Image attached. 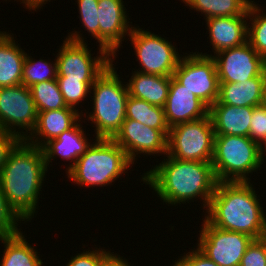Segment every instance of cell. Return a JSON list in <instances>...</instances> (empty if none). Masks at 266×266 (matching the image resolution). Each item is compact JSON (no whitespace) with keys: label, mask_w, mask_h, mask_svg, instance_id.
Returning a JSON list of instances; mask_svg holds the SVG:
<instances>
[{"label":"cell","mask_w":266,"mask_h":266,"mask_svg":"<svg viewBox=\"0 0 266 266\" xmlns=\"http://www.w3.org/2000/svg\"><path fill=\"white\" fill-rule=\"evenodd\" d=\"M140 176L166 205L191 203L198 198L205 210L218 183L211 162L180 160L167 154L162 162Z\"/></svg>","instance_id":"6da1fadb"},{"label":"cell","mask_w":266,"mask_h":266,"mask_svg":"<svg viewBox=\"0 0 266 266\" xmlns=\"http://www.w3.org/2000/svg\"><path fill=\"white\" fill-rule=\"evenodd\" d=\"M48 168L42 148L20 140L0 172V187L9 205L28 222L37 214ZM41 191V192H40Z\"/></svg>","instance_id":"7a4b0ae2"},{"label":"cell","mask_w":266,"mask_h":266,"mask_svg":"<svg viewBox=\"0 0 266 266\" xmlns=\"http://www.w3.org/2000/svg\"><path fill=\"white\" fill-rule=\"evenodd\" d=\"M257 195L253 182H218L204 218L219 229L260 239L266 233V212Z\"/></svg>","instance_id":"3957f363"},{"label":"cell","mask_w":266,"mask_h":266,"mask_svg":"<svg viewBox=\"0 0 266 266\" xmlns=\"http://www.w3.org/2000/svg\"><path fill=\"white\" fill-rule=\"evenodd\" d=\"M116 56H112L111 63L96 78L91 87L92 112L88 113L85 109L86 114H82L83 119L84 116L85 118L88 116V119L84 120L92 121L91 125L95 127V134H93L96 135L95 139H113L126 119V103L129 94L126 82L120 79L121 76L119 77L115 69L116 65L113 64Z\"/></svg>","instance_id":"277c9868"},{"label":"cell","mask_w":266,"mask_h":266,"mask_svg":"<svg viewBox=\"0 0 266 266\" xmlns=\"http://www.w3.org/2000/svg\"><path fill=\"white\" fill-rule=\"evenodd\" d=\"M94 140L66 173L67 178L80 187H108L133 166L126 152L113 139Z\"/></svg>","instance_id":"5b68a950"},{"label":"cell","mask_w":266,"mask_h":266,"mask_svg":"<svg viewBox=\"0 0 266 266\" xmlns=\"http://www.w3.org/2000/svg\"><path fill=\"white\" fill-rule=\"evenodd\" d=\"M218 182H250L260 171L259 144L246 136L215 135L211 161Z\"/></svg>","instance_id":"8992f818"},{"label":"cell","mask_w":266,"mask_h":266,"mask_svg":"<svg viewBox=\"0 0 266 266\" xmlns=\"http://www.w3.org/2000/svg\"><path fill=\"white\" fill-rule=\"evenodd\" d=\"M69 33L56 55L57 78H74L84 83H94L111 63L112 56L99 46V54L93 57L84 35L79 31Z\"/></svg>","instance_id":"52a82bcc"},{"label":"cell","mask_w":266,"mask_h":266,"mask_svg":"<svg viewBox=\"0 0 266 266\" xmlns=\"http://www.w3.org/2000/svg\"><path fill=\"white\" fill-rule=\"evenodd\" d=\"M215 131L209 114L201 119L170 127L167 155L186 161L211 162Z\"/></svg>","instance_id":"ba28073f"},{"label":"cell","mask_w":266,"mask_h":266,"mask_svg":"<svg viewBox=\"0 0 266 266\" xmlns=\"http://www.w3.org/2000/svg\"><path fill=\"white\" fill-rule=\"evenodd\" d=\"M133 26L128 39L142 67L135 71L160 76H173L181 59L178 49L166 37ZM140 69V70H139Z\"/></svg>","instance_id":"9c48e42d"},{"label":"cell","mask_w":266,"mask_h":266,"mask_svg":"<svg viewBox=\"0 0 266 266\" xmlns=\"http://www.w3.org/2000/svg\"><path fill=\"white\" fill-rule=\"evenodd\" d=\"M173 77L208 107L219 96V79L212 56L195 52L181 56Z\"/></svg>","instance_id":"30bf717a"},{"label":"cell","mask_w":266,"mask_h":266,"mask_svg":"<svg viewBox=\"0 0 266 266\" xmlns=\"http://www.w3.org/2000/svg\"><path fill=\"white\" fill-rule=\"evenodd\" d=\"M37 116L30 88L23 84L0 88V131L24 140L35 129Z\"/></svg>","instance_id":"8fae6325"},{"label":"cell","mask_w":266,"mask_h":266,"mask_svg":"<svg viewBox=\"0 0 266 266\" xmlns=\"http://www.w3.org/2000/svg\"><path fill=\"white\" fill-rule=\"evenodd\" d=\"M197 240V248L219 266H239L252 237L212 226L205 218Z\"/></svg>","instance_id":"7c38bea8"},{"label":"cell","mask_w":266,"mask_h":266,"mask_svg":"<svg viewBox=\"0 0 266 266\" xmlns=\"http://www.w3.org/2000/svg\"><path fill=\"white\" fill-rule=\"evenodd\" d=\"M197 53L212 56L219 83H239L259 75H266V60L248 41L240 46L221 50L214 55L199 51Z\"/></svg>","instance_id":"4fadbf2b"},{"label":"cell","mask_w":266,"mask_h":266,"mask_svg":"<svg viewBox=\"0 0 266 266\" xmlns=\"http://www.w3.org/2000/svg\"><path fill=\"white\" fill-rule=\"evenodd\" d=\"M113 140L126 152L129 160L137 163L141 155H166L168 138L159 130L133 120L125 119Z\"/></svg>","instance_id":"5bb4252c"},{"label":"cell","mask_w":266,"mask_h":266,"mask_svg":"<svg viewBox=\"0 0 266 266\" xmlns=\"http://www.w3.org/2000/svg\"><path fill=\"white\" fill-rule=\"evenodd\" d=\"M123 0H98L99 44L111 56L119 52L121 44L133 29ZM128 14V15H127Z\"/></svg>","instance_id":"9a60e30c"},{"label":"cell","mask_w":266,"mask_h":266,"mask_svg":"<svg viewBox=\"0 0 266 266\" xmlns=\"http://www.w3.org/2000/svg\"><path fill=\"white\" fill-rule=\"evenodd\" d=\"M209 107L171 76L164 113L167 125L172 127L201 119L208 115Z\"/></svg>","instance_id":"2e32d148"},{"label":"cell","mask_w":266,"mask_h":266,"mask_svg":"<svg viewBox=\"0 0 266 266\" xmlns=\"http://www.w3.org/2000/svg\"><path fill=\"white\" fill-rule=\"evenodd\" d=\"M81 121L82 119L80 118L70 129L65 130L56 139L50 140L42 147L47 168L52 163V160L59 156L65 162L69 161L66 168L67 173L78 158L86 153L92 143L88 141L89 138L84 133L86 130H83Z\"/></svg>","instance_id":"e0dca14e"},{"label":"cell","mask_w":266,"mask_h":266,"mask_svg":"<svg viewBox=\"0 0 266 266\" xmlns=\"http://www.w3.org/2000/svg\"><path fill=\"white\" fill-rule=\"evenodd\" d=\"M214 54L247 42L248 15L211 17L205 20Z\"/></svg>","instance_id":"ac0fdd59"},{"label":"cell","mask_w":266,"mask_h":266,"mask_svg":"<svg viewBox=\"0 0 266 266\" xmlns=\"http://www.w3.org/2000/svg\"><path fill=\"white\" fill-rule=\"evenodd\" d=\"M80 118L82 114L69 106L59 110L38 112L36 127L25 140L42 148L47 142L70 129Z\"/></svg>","instance_id":"d6986e66"},{"label":"cell","mask_w":266,"mask_h":266,"mask_svg":"<svg viewBox=\"0 0 266 266\" xmlns=\"http://www.w3.org/2000/svg\"><path fill=\"white\" fill-rule=\"evenodd\" d=\"M254 107H238L227 104H213L209 116L215 135L250 137V123Z\"/></svg>","instance_id":"ffe728a7"},{"label":"cell","mask_w":266,"mask_h":266,"mask_svg":"<svg viewBox=\"0 0 266 266\" xmlns=\"http://www.w3.org/2000/svg\"><path fill=\"white\" fill-rule=\"evenodd\" d=\"M13 36V33L0 31V88L22 84V71L27 53Z\"/></svg>","instance_id":"44dd1931"},{"label":"cell","mask_w":266,"mask_h":266,"mask_svg":"<svg viewBox=\"0 0 266 266\" xmlns=\"http://www.w3.org/2000/svg\"><path fill=\"white\" fill-rule=\"evenodd\" d=\"M131 74L126 82L129 96L142 99L154 106H165L171 77L133 72V70Z\"/></svg>","instance_id":"7402d4cb"},{"label":"cell","mask_w":266,"mask_h":266,"mask_svg":"<svg viewBox=\"0 0 266 266\" xmlns=\"http://www.w3.org/2000/svg\"><path fill=\"white\" fill-rule=\"evenodd\" d=\"M265 79L266 75H259L239 83H219V96L214 104L238 107L259 106Z\"/></svg>","instance_id":"603a6c76"},{"label":"cell","mask_w":266,"mask_h":266,"mask_svg":"<svg viewBox=\"0 0 266 266\" xmlns=\"http://www.w3.org/2000/svg\"><path fill=\"white\" fill-rule=\"evenodd\" d=\"M25 237L27 236L22 231L10 236H0V241L4 244L0 266H44L38 250Z\"/></svg>","instance_id":"cb8c5ba5"},{"label":"cell","mask_w":266,"mask_h":266,"mask_svg":"<svg viewBox=\"0 0 266 266\" xmlns=\"http://www.w3.org/2000/svg\"><path fill=\"white\" fill-rule=\"evenodd\" d=\"M126 118L159 129L168 138L170 127L165 119L164 107L154 106L142 99L128 96Z\"/></svg>","instance_id":"d4e9b609"},{"label":"cell","mask_w":266,"mask_h":266,"mask_svg":"<svg viewBox=\"0 0 266 266\" xmlns=\"http://www.w3.org/2000/svg\"><path fill=\"white\" fill-rule=\"evenodd\" d=\"M181 1V0H180ZM190 9L201 12L204 19L248 15L252 0H182Z\"/></svg>","instance_id":"484cf974"},{"label":"cell","mask_w":266,"mask_h":266,"mask_svg":"<svg viewBox=\"0 0 266 266\" xmlns=\"http://www.w3.org/2000/svg\"><path fill=\"white\" fill-rule=\"evenodd\" d=\"M37 112L67 108L56 79L36 83L30 87Z\"/></svg>","instance_id":"4316f807"},{"label":"cell","mask_w":266,"mask_h":266,"mask_svg":"<svg viewBox=\"0 0 266 266\" xmlns=\"http://www.w3.org/2000/svg\"><path fill=\"white\" fill-rule=\"evenodd\" d=\"M254 1L248 9L247 41L266 60V12Z\"/></svg>","instance_id":"83f0119b"},{"label":"cell","mask_w":266,"mask_h":266,"mask_svg":"<svg viewBox=\"0 0 266 266\" xmlns=\"http://www.w3.org/2000/svg\"><path fill=\"white\" fill-rule=\"evenodd\" d=\"M26 54L22 71V84L30 88L36 83L49 81L57 78L56 56L54 62L46 59L36 60Z\"/></svg>","instance_id":"f1b7e54d"},{"label":"cell","mask_w":266,"mask_h":266,"mask_svg":"<svg viewBox=\"0 0 266 266\" xmlns=\"http://www.w3.org/2000/svg\"><path fill=\"white\" fill-rule=\"evenodd\" d=\"M59 89L63 95L64 101L67 106L72 107L76 110H80V113H84L81 109L77 107L79 104L91 94V87L93 83H84L81 82L80 79L74 78H56Z\"/></svg>","instance_id":"f546056e"},{"label":"cell","mask_w":266,"mask_h":266,"mask_svg":"<svg viewBox=\"0 0 266 266\" xmlns=\"http://www.w3.org/2000/svg\"><path fill=\"white\" fill-rule=\"evenodd\" d=\"M81 26L99 43L98 0H77Z\"/></svg>","instance_id":"4dcf8cb0"},{"label":"cell","mask_w":266,"mask_h":266,"mask_svg":"<svg viewBox=\"0 0 266 266\" xmlns=\"http://www.w3.org/2000/svg\"><path fill=\"white\" fill-rule=\"evenodd\" d=\"M20 221V222H18ZM24 221L7 202L0 187V236H10L21 232L18 226Z\"/></svg>","instance_id":"1f68e13d"},{"label":"cell","mask_w":266,"mask_h":266,"mask_svg":"<svg viewBox=\"0 0 266 266\" xmlns=\"http://www.w3.org/2000/svg\"><path fill=\"white\" fill-rule=\"evenodd\" d=\"M107 250L95 245V249L83 250V252L72 256L65 266H104L107 258L113 253L111 249Z\"/></svg>","instance_id":"d6a6232c"},{"label":"cell","mask_w":266,"mask_h":266,"mask_svg":"<svg viewBox=\"0 0 266 266\" xmlns=\"http://www.w3.org/2000/svg\"><path fill=\"white\" fill-rule=\"evenodd\" d=\"M239 266H266L264 244L259 239L253 240L247 247Z\"/></svg>","instance_id":"836d02e7"},{"label":"cell","mask_w":266,"mask_h":266,"mask_svg":"<svg viewBox=\"0 0 266 266\" xmlns=\"http://www.w3.org/2000/svg\"><path fill=\"white\" fill-rule=\"evenodd\" d=\"M250 138L258 144L266 138V108L261 105L253 109L250 123Z\"/></svg>","instance_id":"e575fe53"},{"label":"cell","mask_w":266,"mask_h":266,"mask_svg":"<svg viewBox=\"0 0 266 266\" xmlns=\"http://www.w3.org/2000/svg\"><path fill=\"white\" fill-rule=\"evenodd\" d=\"M183 254L178 257L179 259L177 261L175 260L172 264L173 266H219L198 248H193L189 252Z\"/></svg>","instance_id":"d590c367"},{"label":"cell","mask_w":266,"mask_h":266,"mask_svg":"<svg viewBox=\"0 0 266 266\" xmlns=\"http://www.w3.org/2000/svg\"><path fill=\"white\" fill-rule=\"evenodd\" d=\"M21 140L16 134L0 131V172L11 150Z\"/></svg>","instance_id":"8d00e7d4"},{"label":"cell","mask_w":266,"mask_h":266,"mask_svg":"<svg viewBox=\"0 0 266 266\" xmlns=\"http://www.w3.org/2000/svg\"><path fill=\"white\" fill-rule=\"evenodd\" d=\"M126 258L114 252L107 258L104 266H131Z\"/></svg>","instance_id":"74e56055"},{"label":"cell","mask_w":266,"mask_h":266,"mask_svg":"<svg viewBox=\"0 0 266 266\" xmlns=\"http://www.w3.org/2000/svg\"><path fill=\"white\" fill-rule=\"evenodd\" d=\"M14 1H17V0H14ZM18 1L20 2V4L21 3L23 5L25 4L26 6L25 8L28 9V11H37V10H40V8L43 9L42 6H44L47 2H50L51 0H18Z\"/></svg>","instance_id":"f35d334b"},{"label":"cell","mask_w":266,"mask_h":266,"mask_svg":"<svg viewBox=\"0 0 266 266\" xmlns=\"http://www.w3.org/2000/svg\"><path fill=\"white\" fill-rule=\"evenodd\" d=\"M266 138L261 141V143H259V156H260V159H261V162L262 164L265 163V157H266Z\"/></svg>","instance_id":"ab89813d"},{"label":"cell","mask_w":266,"mask_h":266,"mask_svg":"<svg viewBox=\"0 0 266 266\" xmlns=\"http://www.w3.org/2000/svg\"><path fill=\"white\" fill-rule=\"evenodd\" d=\"M262 107L266 108V79L263 84V90H262V99L261 104Z\"/></svg>","instance_id":"60d3db41"},{"label":"cell","mask_w":266,"mask_h":266,"mask_svg":"<svg viewBox=\"0 0 266 266\" xmlns=\"http://www.w3.org/2000/svg\"><path fill=\"white\" fill-rule=\"evenodd\" d=\"M259 240L264 244V249L266 252V233Z\"/></svg>","instance_id":"b9f144b4"}]
</instances>
